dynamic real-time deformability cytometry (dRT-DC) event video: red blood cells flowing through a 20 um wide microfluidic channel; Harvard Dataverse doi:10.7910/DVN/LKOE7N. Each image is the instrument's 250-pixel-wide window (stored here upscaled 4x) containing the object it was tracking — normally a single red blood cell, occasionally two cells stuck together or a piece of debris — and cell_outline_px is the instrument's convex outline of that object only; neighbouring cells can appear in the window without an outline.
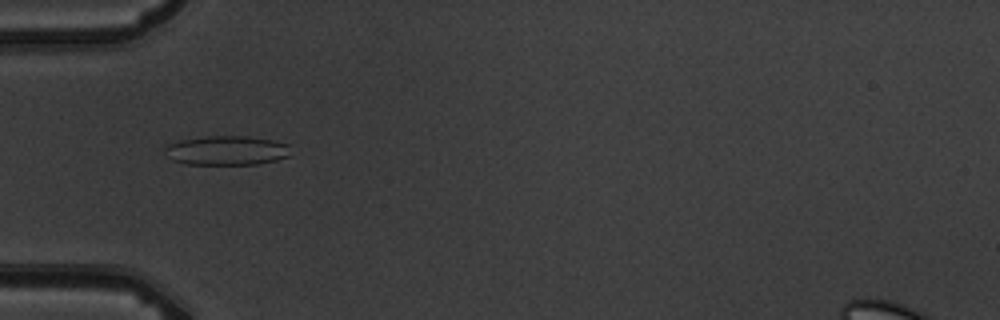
{"species": "common noctule bat (a hibernating species)", "species_latin": "Nyctalus noctula", "temperature_condition": "warm", "stored_images_in_passage": 7, "camera_frame_rate_fps": 3000, "um_per_image_px": 0.085, "animal": {"sex": "male", "body_mass_g": 19.5, "forearm_length_mm": 54.6}, "frame": {"image": 1, "passage_image": 6, "time_ms": 5.667, "image_size_px": [1000, 320], "cell_outline_px": [[288, 156], [276, 160], [260, 164], [184, 164], [172, 160], [164, 156], [164, 144], [180, 140], [204, 136], [248, 136], [272, 140], [288, 144]], "centroid_in_image_um": [19.17, 12.79], "position_along_channel_um": 65.8, "area_um2": 21.73}}